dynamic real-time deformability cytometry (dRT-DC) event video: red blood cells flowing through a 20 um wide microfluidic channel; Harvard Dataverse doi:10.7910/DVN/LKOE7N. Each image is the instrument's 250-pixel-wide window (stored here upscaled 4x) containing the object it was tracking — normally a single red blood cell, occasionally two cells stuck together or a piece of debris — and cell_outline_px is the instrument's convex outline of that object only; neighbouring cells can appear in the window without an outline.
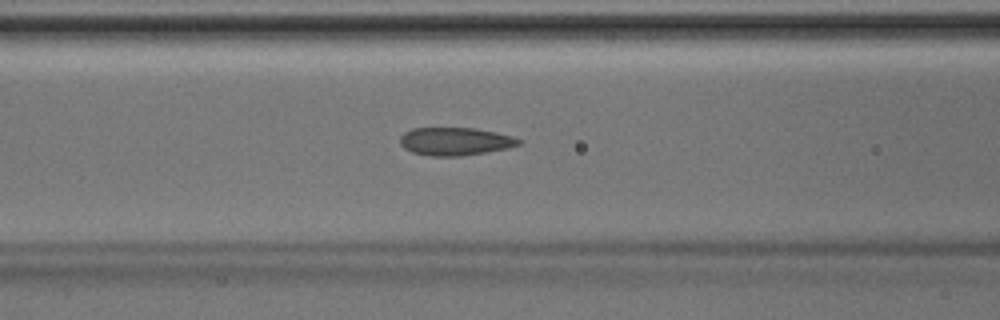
{"species": "Egyptian fruit bat (a non-hibernating species)", "species_latin": "Rousettus aegyptiacus", "temperature_condition": "room temperature", "stored_images_in_passage": 34, "camera_frame_rate_fps": 3000, "um_per_image_px": 0.085, "animal": {"sex": "male"}, "frame": {"image": 1, "passage_image": 7, "time_ms": 2.0, "image_size_px": [1000, 320], "cell_outline_px": [[524, 140], [520, 144], [508, 148], [460, 156], [432, 156], [412, 152], [404, 148], [400, 144], [400, 136], [404, 132], [412, 128], [472, 128], [512, 136]], "centroid_in_image_um": [38.66, 12.02], "position_along_channel_um": 127.9, "area_um2": 19.19}}
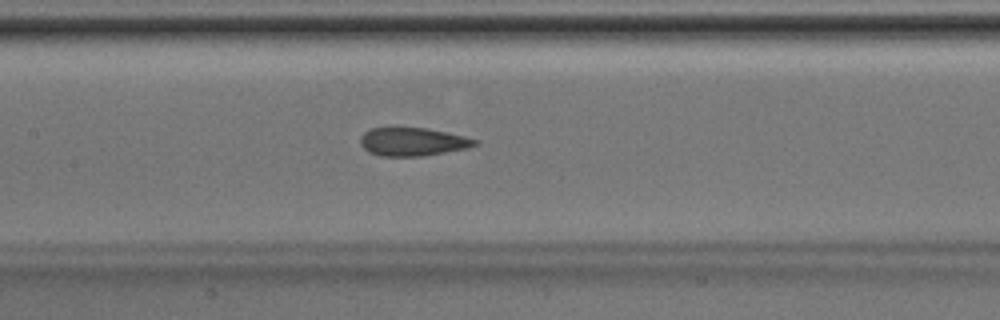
{"frame": {"image": 2, "passage_image": 10, "time_ms": 3.0, "image_size_px": [1000, 320], "cell_outline_px": [[476, 144], [468, 148], [420, 156], [380, 156], [368, 152], [360, 144], [360, 136], [368, 128], [392, 124], [396, 124], [428, 128], [464, 136], [476, 140]], "centroid_in_image_um": [34.95, 11.98], "position_along_channel_um": 172.4, "area_um2": 19.65}}
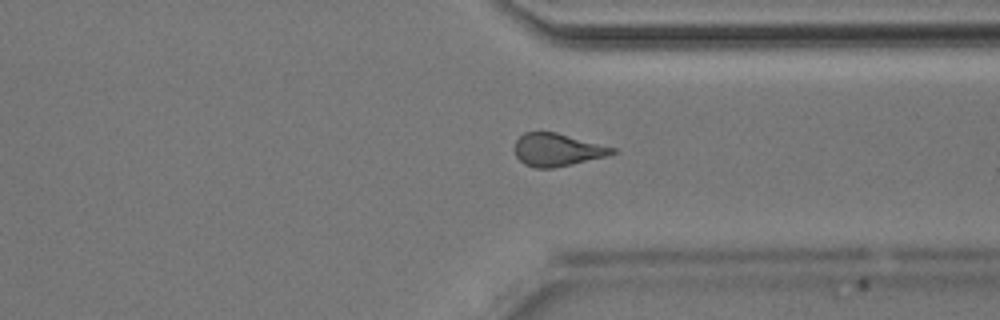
{"frame": {"image": 3, "passage_image": 23, "time_ms": 7.333, "image_size_px": [1000, 320], "cell_outline_px": [[616, 152], [604, 156], [572, 164], [552, 168], [536, 168], [524, 164], [516, 156], [516, 140], [524, 132], [556, 132], [616, 148]], "centroid_in_image_um": [47.35, 12.73], "position_along_channel_um": 364.1, "area_um2": 18.32}}